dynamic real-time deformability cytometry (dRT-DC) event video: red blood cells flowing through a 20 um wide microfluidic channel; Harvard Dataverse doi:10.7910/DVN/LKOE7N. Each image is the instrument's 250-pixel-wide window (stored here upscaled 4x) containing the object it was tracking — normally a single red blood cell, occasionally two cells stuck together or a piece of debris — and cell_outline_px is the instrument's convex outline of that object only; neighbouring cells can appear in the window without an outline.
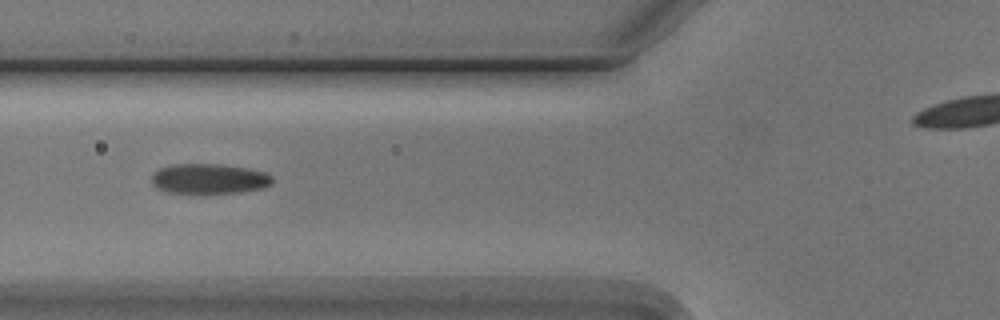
{"species": "Egyptian fruit bat (a non-hibernating species)", "species_latin": "Rousettus aegyptiacus", "temperature_condition": "cold", "stored_images_in_passage": 7, "segment_of_instrument_passage": [1, 2], "camera_frame_rate_fps": 3000, "um_per_image_px": 0.085, "animal": {"sex": "male"}, "frame": {"image": 1, "passage_image": 5, "time_ms": 4.667, "image_size_px": [1000, 320], "cell_outline_px": [[272, 184], [264, 188], [240, 192], [164, 192], [156, 188], [152, 184], [152, 176], [160, 168], [176, 164], [220, 164], [248, 168], [264, 172], [272, 176]], "centroid_in_image_um": [17.79, 15.19], "position_along_channel_um": 108.0, "area_um2": 20.92}}
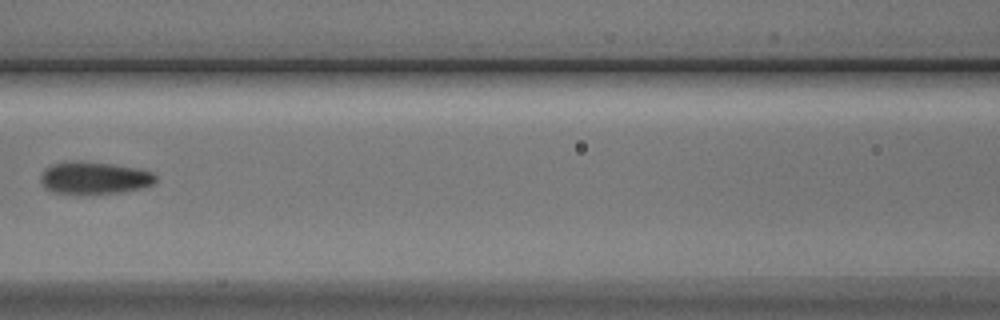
{"frame": {"image": 2, "passage_image": 6, "time_ms": 6.0, "image_size_px": [1000, 320], "cell_outline_px": [[156, 180], [152, 184], [140, 188], [120, 192], [56, 192], [44, 188], [40, 180], [40, 176], [44, 168], [52, 164], [112, 164], [140, 168], [152, 172], [156, 176]], "centroid_in_image_um": [8.06, 15.13], "position_along_channel_um": 158.5, "area_um2": 20.4}}